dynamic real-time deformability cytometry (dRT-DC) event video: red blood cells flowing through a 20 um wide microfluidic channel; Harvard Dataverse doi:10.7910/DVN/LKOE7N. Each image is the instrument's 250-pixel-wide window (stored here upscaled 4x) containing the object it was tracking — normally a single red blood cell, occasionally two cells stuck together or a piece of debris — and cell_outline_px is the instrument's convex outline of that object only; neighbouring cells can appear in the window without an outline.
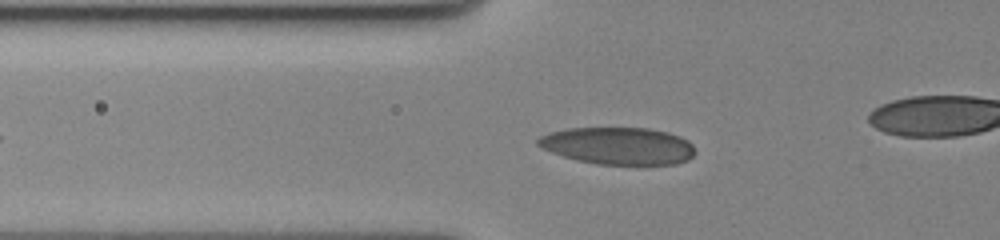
{"species": "human", "species_latin": "Homo sapiens", "temperature_condition": "cold", "stored_images_in_passage": 34, "camera_frame_rate_fps": 3000, "um_per_image_px": 0.085, "donor": {"sex": "female"}, "frame": {"image": 1, "passage_image": 2, "time_ms": 0.333, "image_size_px": [1000, 240], "cell_outline_px": [[696, 152], [688, 160], [676, 164], [596, 164], [576, 160], [552, 152], [536, 144], [536, 140], [540, 136], [548, 132], [568, 128], [648, 128], [668, 132], [680, 136], [688, 140], [692, 144]], "centroid_in_image_um": [52.56, 12.39], "position_along_channel_um": 73.2, "area_um2": 34.16}}
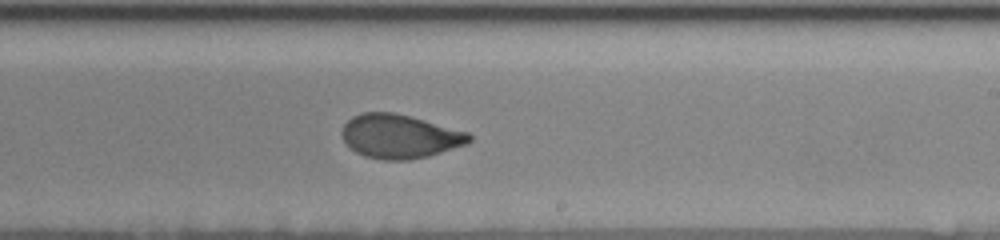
{"frame": {"image": 2, "passage_image": 18, "time_ms": 5.667, "image_size_px": [1000, 240], "cell_outline_px": [[472, 140], [464, 144], [428, 156], [408, 160], [380, 160], [364, 156], [356, 152], [344, 140], [340, 132], [344, 124], [352, 116], [360, 112], [392, 112], [424, 120], [468, 132], [472, 136]], "centroid_in_image_um": [33.93, 11.59], "position_along_channel_um": 255.1, "area_um2": 32.31}}
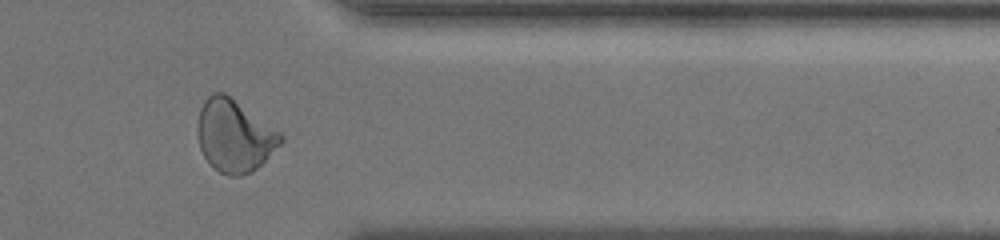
{"frame": {"image": 3, "passage_image": 30, "time_ms": 9.667, "image_size_px": [1000, 240], "cell_outline_px": [[284, 140], [252, 172], [240, 176], [228, 176], [220, 172], [204, 156], [200, 148], [196, 132], [196, 128], [200, 108], [204, 100], [212, 92], [224, 92], [280, 132], [284, 136]], "centroid_in_image_um": [19.89, 11.53], "position_along_channel_um": 391.5, "area_um2": 34.74}}